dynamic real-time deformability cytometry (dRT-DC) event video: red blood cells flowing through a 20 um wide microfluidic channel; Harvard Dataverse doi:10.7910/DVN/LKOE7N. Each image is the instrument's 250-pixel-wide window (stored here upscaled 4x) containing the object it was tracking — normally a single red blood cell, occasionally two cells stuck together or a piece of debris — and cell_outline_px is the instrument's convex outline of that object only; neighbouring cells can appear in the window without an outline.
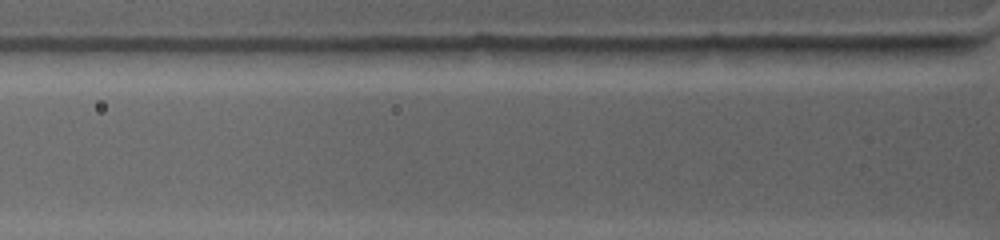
{"species": "common noctule bat (a hibernating species)", "species_latin": "Nyctalus noctula", "temperature_condition": "warm", "stored_images_in_passage": 2, "camera_frame_rate_fps": 4500, "um_per_image_px": 0.085, "animal": {"sex": "female", "body_mass_g": 19.0, "forearm_length_mm": 53.3}, "frame": {"image": 1, "passage_image": 2, "time_ms": 0.222, "image_size_px": [1000, 240], "cell_outline_px": [[976, 44], [964, 52], [872, 64], [860, 56], [852, 48], [900, 44]], "centroid_in_image_um": [77.17, 4.39], "position_along_channel_um": 48.6, "area_um2": 10.81}}